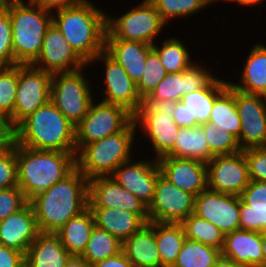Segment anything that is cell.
Instances as JSON below:
<instances>
[{
  "mask_svg": "<svg viewBox=\"0 0 266 267\" xmlns=\"http://www.w3.org/2000/svg\"><path fill=\"white\" fill-rule=\"evenodd\" d=\"M249 182L248 164L243 151L217 155L207 163L209 190L240 196Z\"/></svg>",
  "mask_w": 266,
  "mask_h": 267,
  "instance_id": "cell-14",
  "label": "cell"
},
{
  "mask_svg": "<svg viewBox=\"0 0 266 267\" xmlns=\"http://www.w3.org/2000/svg\"><path fill=\"white\" fill-rule=\"evenodd\" d=\"M122 242L106 230L96 226L92 229L84 252L80 256L88 265L113 257L122 252Z\"/></svg>",
  "mask_w": 266,
  "mask_h": 267,
  "instance_id": "cell-35",
  "label": "cell"
},
{
  "mask_svg": "<svg viewBox=\"0 0 266 267\" xmlns=\"http://www.w3.org/2000/svg\"><path fill=\"white\" fill-rule=\"evenodd\" d=\"M158 165L161 174L181 190L197 196L207 189V163L165 156Z\"/></svg>",
  "mask_w": 266,
  "mask_h": 267,
  "instance_id": "cell-20",
  "label": "cell"
},
{
  "mask_svg": "<svg viewBox=\"0 0 266 267\" xmlns=\"http://www.w3.org/2000/svg\"><path fill=\"white\" fill-rule=\"evenodd\" d=\"M158 160L139 158L121 164L111 177L127 191L149 206L153 200L157 178L160 174Z\"/></svg>",
  "mask_w": 266,
  "mask_h": 267,
  "instance_id": "cell-19",
  "label": "cell"
},
{
  "mask_svg": "<svg viewBox=\"0 0 266 267\" xmlns=\"http://www.w3.org/2000/svg\"><path fill=\"white\" fill-rule=\"evenodd\" d=\"M152 45L137 41L105 39V51L119 63L137 84L145 69L147 54Z\"/></svg>",
  "mask_w": 266,
  "mask_h": 267,
  "instance_id": "cell-24",
  "label": "cell"
},
{
  "mask_svg": "<svg viewBox=\"0 0 266 267\" xmlns=\"http://www.w3.org/2000/svg\"><path fill=\"white\" fill-rule=\"evenodd\" d=\"M39 233L36 216L29 202L18 212L0 221V245L24 255Z\"/></svg>",
  "mask_w": 266,
  "mask_h": 267,
  "instance_id": "cell-21",
  "label": "cell"
},
{
  "mask_svg": "<svg viewBox=\"0 0 266 267\" xmlns=\"http://www.w3.org/2000/svg\"><path fill=\"white\" fill-rule=\"evenodd\" d=\"M25 255L15 249L0 245V267H24Z\"/></svg>",
  "mask_w": 266,
  "mask_h": 267,
  "instance_id": "cell-48",
  "label": "cell"
},
{
  "mask_svg": "<svg viewBox=\"0 0 266 267\" xmlns=\"http://www.w3.org/2000/svg\"><path fill=\"white\" fill-rule=\"evenodd\" d=\"M136 132L132 120L122 131L84 145L76 154V168L88 180L96 176H111L134 156Z\"/></svg>",
  "mask_w": 266,
  "mask_h": 267,
  "instance_id": "cell-5",
  "label": "cell"
},
{
  "mask_svg": "<svg viewBox=\"0 0 266 267\" xmlns=\"http://www.w3.org/2000/svg\"><path fill=\"white\" fill-rule=\"evenodd\" d=\"M82 0H27L26 2L41 7L51 13L80 3Z\"/></svg>",
  "mask_w": 266,
  "mask_h": 267,
  "instance_id": "cell-49",
  "label": "cell"
},
{
  "mask_svg": "<svg viewBox=\"0 0 266 267\" xmlns=\"http://www.w3.org/2000/svg\"><path fill=\"white\" fill-rule=\"evenodd\" d=\"M243 65L238 83L229 84L243 93L266 96V45H252Z\"/></svg>",
  "mask_w": 266,
  "mask_h": 267,
  "instance_id": "cell-27",
  "label": "cell"
},
{
  "mask_svg": "<svg viewBox=\"0 0 266 267\" xmlns=\"http://www.w3.org/2000/svg\"><path fill=\"white\" fill-rule=\"evenodd\" d=\"M13 141V129L8 121L0 117V154L7 149Z\"/></svg>",
  "mask_w": 266,
  "mask_h": 267,
  "instance_id": "cell-52",
  "label": "cell"
},
{
  "mask_svg": "<svg viewBox=\"0 0 266 267\" xmlns=\"http://www.w3.org/2000/svg\"><path fill=\"white\" fill-rule=\"evenodd\" d=\"M91 0L52 13V23L74 52L89 65L105 50L106 16Z\"/></svg>",
  "mask_w": 266,
  "mask_h": 267,
  "instance_id": "cell-2",
  "label": "cell"
},
{
  "mask_svg": "<svg viewBox=\"0 0 266 267\" xmlns=\"http://www.w3.org/2000/svg\"><path fill=\"white\" fill-rule=\"evenodd\" d=\"M14 66L12 22L9 11L0 8V67Z\"/></svg>",
  "mask_w": 266,
  "mask_h": 267,
  "instance_id": "cell-45",
  "label": "cell"
},
{
  "mask_svg": "<svg viewBox=\"0 0 266 267\" xmlns=\"http://www.w3.org/2000/svg\"><path fill=\"white\" fill-rule=\"evenodd\" d=\"M28 200L19 187L0 189V221L22 209Z\"/></svg>",
  "mask_w": 266,
  "mask_h": 267,
  "instance_id": "cell-46",
  "label": "cell"
},
{
  "mask_svg": "<svg viewBox=\"0 0 266 267\" xmlns=\"http://www.w3.org/2000/svg\"><path fill=\"white\" fill-rule=\"evenodd\" d=\"M261 242H262V267H266V231L261 233Z\"/></svg>",
  "mask_w": 266,
  "mask_h": 267,
  "instance_id": "cell-56",
  "label": "cell"
},
{
  "mask_svg": "<svg viewBox=\"0 0 266 267\" xmlns=\"http://www.w3.org/2000/svg\"><path fill=\"white\" fill-rule=\"evenodd\" d=\"M70 257L56 233L40 232L25 254L24 267H65Z\"/></svg>",
  "mask_w": 266,
  "mask_h": 267,
  "instance_id": "cell-26",
  "label": "cell"
},
{
  "mask_svg": "<svg viewBox=\"0 0 266 267\" xmlns=\"http://www.w3.org/2000/svg\"><path fill=\"white\" fill-rule=\"evenodd\" d=\"M6 9L12 22L14 65H31L41 52L45 33L52 24V13L26 0Z\"/></svg>",
  "mask_w": 266,
  "mask_h": 267,
  "instance_id": "cell-6",
  "label": "cell"
},
{
  "mask_svg": "<svg viewBox=\"0 0 266 267\" xmlns=\"http://www.w3.org/2000/svg\"><path fill=\"white\" fill-rule=\"evenodd\" d=\"M221 255L213 246L186 238L172 267H212Z\"/></svg>",
  "mask_w": 266,
  "mask_h": 267,
  "instance_id": "cell-36",
  "label": "cell"
},
{
  "mask_svg": "<svg viewBox=\"0 0 266 267\" xmlns=\"http://www.w3.org/2000/svg\"><path fill=\"white\" fill-rule=\"evenodd\" d=\"M18 187L17 143L12 144L0 154V189Z\"/></svg>",
  "mask_w": 266,
  "mask_h": 267,
  "instance_id": "cell-43",
  "label": "cell"
},
{
  "mask_svg": "<svg viewBox=\"0 0 266 267\" xmlns=\"http://www.w3.org/2000/svg\"><path fill=\"white\" fill-rule=\"evenodd\" d=\"M88 207H105L136 213L145 223L149 222L148 206L119 185L111 176L89 179Z\"/></svg>",
  "mask_w": 266,
  "mask_h": 267,
  "instance_id": "cell-17",
  "label": "cell"
},
{
  "mask_svg": "<svg viewBox=\"0 0 266 267\" xmlns=\"http://www.w3.org/2000/svg\"><path fill=\"white\" fill-rule=\"evenodd\" d=\"M132 120L133 115L124 107L95 98L87 115L75 126L76 153L86 144L122 131Z\"/></svg>",
  "mask_w": 266,
  "mask_h": 267,
  "instance_id": "cell-9",
  "label": "cell"
},
{
  "mask_svg": "<svg viewBox=\"0 0 266 267\" xmlns=\"http://www.w3.org/2000/svg\"><path fill=\"white\" fill-rule=\"evenodd\" d=\"M200 63L194 62L188 69L182 71L184 96L205 88L216 77L215 73H212L207 66L205 67Z\"/></svg>",
  "mask_w": 266,
  "mask_h": 267,
  "instance_id": "cell-44",
  "label": "cell"
},
{
  "mask_svg": "<svg viewBox=\"0 0 266 267\" xmlns=\"http://www.w3.org/2000/svg\"><path fill=\"white\" fill-rule=\"evenodd\" d=\"M96 61V62H95ZM102 61V62H101ZM103 63V102L116 104L124 107L134 115L143 103L137 91L136 84L125 72L122 66L117 63L105 50L100 52L89 64Z\"/></svg>",
  "mask_w": 266,
  "mask_h": 267,
  "instance_id": "cell-13",
  "label": "cell"
},
{
  "mask_svg": "<svg viewBox=\"0 0 266 267\" xmlns=\"http://www.w3.org/2000/svg\"><path fill=\"white\" fill-rule=\"evenodd\" d=\"M133 120L137 131L141 129L144 138L146 136L150 141L155 154L153 159L159 160L173 150L180 127L174 121L169 106L143 102Z\"/></svg>",
  "mask_w": 266,
  "mask_h": 267,
  "instance_id": "cell-10",
  "label": "cell"
},
{
  "mask_svg": "<svg viewBox=\"0 0 266 267\" xmlns=\"http://www.w3.org/2000/svg\"><path fill=\"white\" fill-rule=\"evenodd\" d=\"M89 180L75 168L63 180L34 196L29 203L42 233H56L69 219L88 208Z\"/></svg>",
  "mask_w": 266,
  "mask_h": 267,
  "instance_id": "cell-1",
  "label": "cell"
},
{
  "mask_svg": "<svg viewBox=\"0 0 266 267\" xmlns=\"http://www.w3.org/2000/svg\"><path fill=\"white\" fill-rule=\"evenodd\" d=\"M263 1L264 0H234L232 3H237L239 5H243V6H249L251 7L252 6H255L258 4V6L261 8V7H264V4H263Z\"/></svg>",
  "mask_w": 266,
  "mask_h": 267,
  "instance_id": "cell-55",
  "label": "cell"
},
{
  "mask_svg": "<svg viewBox=\"0 0 266 267\" xmlns=\"http://www.w3.org/2000/svg\"><path fill=\"white\" fill-rule=\"evenodd\" d=\"M94 226V216L88 207L79 215L69 219L56 234L71 256L80 257Z\"/></svg>",
  "mask_w": 266,
  "mask_h": 267,
  "instance_id": "cell-30",
  "label": "cell"
},
{
  "mask_svg": "<svg viewBox=\"0 0 266 267\" xmlns=\"http://www.w3.org/2000/svg\"><path fill=\"white\" fill-rule=\"evenodd\" d=\"M52 74L33 65H19L14 111L7 120L14 129L24 118L51 100Z\"/></svg>",
  "mask_w": 266,
  "mask_h": 267,
  "instance_id": "cell-11",
  "label": "cell"
},
{
  "mask_svg": "<svg viewBox=\"0 0 266 267\" xmlns=\"http://www.w3.org/2000/svg\"><path fill=\"white\" fill-rule=\"evenodd\" d=\"M224 234L240 229V196L219 193L208 188L195 196L194 213Z\"/></svg>",
  "mask_w": 266,
  "mask_h": 267,
  "instance_id": "cell-16",
  "label": "cell"
},
{
  "mask_svg": "<svg viewBox=\"0 0 266 267\" xmlns=\"http://www.w3.org/2000/svg\"><path fill=\"white\" fill-rule=\"evenodd\" d=\"M76 154L17 144L18 187L28 202L68 176L76 168Z\"/></svg>",
  "mask_w": 266,
  "mask_h": 267,
  "instance_id": "cell-4",
  "label": "cell"
},
{
  "mask_svg": "<svg viewBox=\"0 0 266 267\" xmlns=\"http://www.w3.org/2000/svg\"><path fill=\"white\" fill-rule=\"evenodd\" d=\"M201 126L203 127L209 150L214 156L231 155L242 151L238 138L230 131H224L223 128L216 129L211 122L203 123Z\"/></svg>",
  "mask_w": 266,
  "mask_h": 267,
  "instance_id": "cell-41",
  "label": "cell"
},
{
  "mask_svg": "<svg viewBox=\"0 0 266 267\" xmlns=\"http://www.w3.org/2000/svg\"><path fill=\"white\" fill-rule=\"evenodd\" d=\"M19 65L0 67V117L8 120L14 111Z\"/></svg>",
  "mask_w": 266,
  "mask_h": 267,
  "instance_id": "cell-40",
  "label": "cell"
},
{
  "mask_svg": "<svg viewBox=\"0 0 266 267\" xmlns=\"http://www.w3.org/2000/svg\"><path fill=\"white\" fill-rule=\"evenodd\" d=\"M89 66L73 72L52 74L51 101L74 126L87 115L95 99L91 79H87L83 72Z\"/></svg>",
  "mask_w": 266,
  "mask_h": 267,
  "instance_id": "cell-8",
  "label": "cell"
},
{
  "mask_svg": "<svg viewBox=\"0 0 266 267\" xmlns=\"http://www.w3.org/2000/svg\"><path fill=\"white\" fill-rule=\"evenodd\" d=\"M195 195L179 189L159 174L154 197L148 206L149 221L182 223L194 213Z\"/></svg>",
  "mask_w": 266,
  "mask_h": 267,
  "instance_id": "cell-12",
  "label": "cell"
},
{
  "mask_svg": "<svg viewBox=\"0 0 266 267\" xmlns=\"http://www.w3.org/2000/svg\"><path fill=\"white\" fill-rule=\"evenodd\" d=\"M65 267H91L81 257L71 256Z\"/></svg>",
  "mask_w": 266,
  "mask_h": 267,
  "instance_id": "cell-54",
  "label": "cell"
},
{
  "mask_svg": "<svg viewBox=\"0 0 266 267\" xmlns=\"http://www.w3.org/2000/svg\"><path fill=\"white\" fill-rule=\"evenodd\" d=\"M166 74L157 52L151 48L147 54L144 73L136 84L138 94L143 101L153 92Z\"/></svg>",
  "mask_w": 266,
  "mask_h": 267,
  "instance_id": "cell-42",
  "label": "cell"
},
{
  "mask_svg": "<svg viewBox=\"0 0 266 267\" xmlns=\"http://www.w3.org/2000/svg\"><path fill=\"white\" fill-rule=\"evenodd\" d=\"M160 13L163 21L168 23L173 19L188 18L210 5L209 0H150Z\"/></svg>",
  "mask_w": 266,
  "mask_h": 267,
  "instance_id": "cell-38",
  "label": "cell"
},
{
  "mask_svg": "<svg viewBox=\"0 0 266 267\" xmlns=\"http://www.w3.org/2000/svg\"><path fill=\"white\" fill-rule=\"evenodd\" d=\"M91 267H133V265L122 251L113 257L96 262Z\"/></svg>",
  "mask_w": 266,
  "mask_h": 267,
  "instance_id": "cell-51",
  "label": "cell"
},
{
  "mask_svg": "<svg viewBox=\"0 0 266 267\" xmlns=\"http://www.w3.org/2000/svg\"><path fill=\"white\" fill-rule=\"evenodd\" d=\"M167 156L195 159L204 163H208L214 157L209 150L201 125L179 128L174 148Z\"/></svg>",
  "mask_w": 266,
  "mask_h": 267,
  "instance_id": "cell-31",
  "label": "cell"
},
{
  "mask_svg": "<svg viewBox=\"0 0 266 267\" xmlns=\"http://www.w3.org/2000/svg\"><path fill=\"white\" fill-rule=\"evenodd\" d=\"M20 1H23V0H0V8H7L11 4H14Z\"/></svg>",
  "mask_w": 266,
  "mask_h": 267,
  "instance_id": "cell-57",
  "label": "cell"
},
{
  "mask_svg": "<svg viewBox=\"0 0 266 267\" xmlns=\"http://www.w3.org/2000/svg\"><path fill=\"white\" fill-rule=\"evenodd\" d=\"M182 96H184L182 72L167 73L164 79L143 102L150 105L168 106L181 101Z\"/></svg>",
  "mask_w": 266,
  "mask_h": 267,
  "instance_id": "cell-39",
  "label": "cell"
},
{
  "mask_svg": "<svg viewBox=\"0 0 266 267\" xmlns=\"http://www.w3.org/2000/svg\"><path fill=\"white\" fill-rule=\"evenodd\" d=\"M229 81L215 77L205 88L182 96L189 112L190 127L209 122L215 99L228 87Z\"/></svg>",
  "mask_w": 266,
  "mask_h": 267,
  "instance_id": "cell-29",
  "label": "cell"
},
{
  "mask_svg": "<svg viewBox=\"0 0 266 267\" xmlns=\"http://www.w3.org/2000/svg\"><path fill=\"white\" fill-rule=\"evenodd\" d=\"M209 122L214 124V128H223L239 138L241 123L235 103V88L230 84L215 99Z\"/></svg>",
  "mask_w": 266,
  "mask_h": 267,
  "instance_id": "cell-33",
  "label": "cell"
},
{
  "mask_svg": "<svg viewBox=\"0 0 266 267\" xmlns=\"http://www.w3.org/2000/svg\"><path fill=\"white\" fill-rule=\"evenodd\" d=\"M212 267H247V266L238 264L235 261H232L231 259H228L221 255Z\"/></svg>",
  "mask_w": 266,
  "mask_h": 267,
  "instance_id": "cell-53",
  "label": "cell"
},
{
  "mask_svg": "<svg viewBox=\"0 0 266 267\" xmlns=\"http://www.w3.org/2000/svg\"><path fill=\"white\" fill-rule=\"evenodd\" d=\"M172 112V117L174 121L180 128H189V112L186 108V105L182 101L168 105Z\"/></svg>",
  "mask_w": 266,
  "mask_h": 267,
  "instance_id": "cell-50",
  "label": "cell"
},
{
  "mask_svg": "<svg viewBox=\"0 0 266 267\" xmlns=\"http://www.w3.org/2000/svg\"><path fill=\"white\" fill-rule=\"evenodd\" d=\"M95 226L114 235L122 243L145 223L136 213L105 207H89Z\"/></svg>",
  "mask_w": 266,
  "mask_h": 267,
  "instance_id": "cell-28",
  "label": "cell"
},
{
  "mask_svg": "<svg viewBox=\"0 0 266 267\" xmlns=\"http://www.w3.org/2000/svg\"><path fill=\"white\" fill-rule=\"evenodd\" d=\"M13 141L36 150L76 153L75 126L51 100L13 129Z\"/></svg>",
  "mask_w": 266,
  "mask_h": 267,
  "instance_id": "cell-3",
  "label": "cell"
},
{
  "mask_svg": "<svg viewBox=\"0 0 266 267\" xmlns=\"http://www.w3.org/2000/svg\"><path fill=\"white\" fill-rule=\"evenodd\" d=\"M133 267H161V259L157 249L154 233V221L146 222L122 244Z\"/></svg>",
  "mask_w": 266,
  "mask_h": 267,
  "instance_id": "cell-25",
  "label": "cell"
},
{
  "mask_svg": "<svg viewBox=\"0 0 266 267\" xmlns=\"http://www.w3.org/2000/svg\"><path fill=\"white\" fill-rule=\"evenodd\" d=\"M243 152L247 160L250 180L266 182V147L249 148Z\"/></svg>",
  "mask_w": 266,
  "mask_h": 267,
  "instance_id": "cell-47",
  "label": "cell"
},
{
  "mask_svg": "<svg viewBox=\"0 0 266 267\" xmlns=\"http://www.w3.org/2000/svg\"><path fill=\"white\" fill-rule=\"evenodd\" d=\"M121 16H106L105 39L137 41L153 45L166 23L150 0L140 1Z\"/></svg>",
  "mask_w": 266,
  "mask_h": 267,
  "instance_id": "cell-7",
  "label": "cell"
},
{
  "mask_svg": "<svg viewBox=\"0 0 266 267\" xmlns=\"http://www.w3.org/2000/svg\"><path fill=\"white\" fill-rule=\"evenodd\" d=\"M219 1H224V2L228 1L229 3L230 2L232 3L234 0H209L211 6H212V4H214V3L216 4Z\"/></svg>",
  "mask_w": 266,
  "mask_h": 267,
  "instance_id": "cell-58",
  "label": "cell"
},
{
  "mask_svg": "<svg viewBox=\"0 0 266 267\" xmlns=\"http://www.w3.org/2000/svg\"><path fill=\"white\" fill-rule=\"evenodd\" d=\"M240 229L266 231V182L250 180L241 193Z\"/></svg>",
  "mask_w": 266,
  "mask_h": 267,
  "instance_id": "cell-23",
  "label": "cell"
},
{
  "mask_svg": "<svg viewBox=\"0 0 266 267\" xmlns=\"http://www.w3.org/2000/svg\"><path fill=\"white\" fill-rule=\"evenodd\" d=\"M154 233L161 267H172L186 240L183 225L154 222Z\"/></svg>",
  "mask_w": 266,
  "mask_h": 267,
  "instance_id": "cell-32",
  "label": "cell"
},
{
  "mask_svg": "<svg viewBox=\"0 0 266 267\" xmlns=\"http://www.w3.org/2000/svg\"><path fill=\"white\" fill-rule=\"evenodd\" d=\"M235 103L241 123V150L266 147V96L235 89Z\"/></svg>",
  "mask_w": 266,
  "mask_h": 267,
  "instance_id": "cell-15",
  "label": "cell"
},
{
  "mask_svg": "<svg viewBox=\"0 0 266 267\" xmlns=\"http://www.w3.org/2000/svg\"><path fill=\"white\" fill-rule=\"evenodd\" d=\"M31 65L50 74L73 72L88 66L53 23L45 33L41 52Z\"/></svg>",
  "mask_w": 266,
  "mask_h": 267,
  "instance_id": "cell-18",
  "label": "cell"
},
{
  "mask_svg": "<svg viewBox=\"0 0 266 267\" xmlns=\"http://www.w3.org/2000/svg\"><path fill=\"white\" fill-rule=\"evenodd\" d=\"M183 41L172 36L171 38H166L161 45L156 43L152 45L167 73L182 72L195 62L192 60L189 48Z\"/></svg>",
  "mask_w": 266,
  "mask_h": 267,
  "instance_id": "cell-34",
  "label": "cell"
},
{
  "mask_svg": "<svg viewBox=\"0 0 266 267\" xmlns=\"http://www.w3.org/2000/svg\"><path fill=\"white\" fill-rule=\"evenodd\" d=\"M222 256L247 267H262L261 233L235 230L225 234Z\"/></svg>",
  "mask_w": 266,
  "mask_h": 267,
  "instance_id": "cell-22",
  "label": "cell"
},
{
  "mask_svg": "<svg viewBox=\"0 0 266 267\" xmlns=\"http://www.w3.org/2000/svg\"><path fill=\"white\" fill-rule=\"evenodd\" d=\"M181 224L186 238L222 250L225 234L211 222L191 214Z\"/></svg>",
  "mask_w": 266,
  "mask_h": 267,
  "instance_id": "cell-37",
  "label": "cell"
}]
</instances>
